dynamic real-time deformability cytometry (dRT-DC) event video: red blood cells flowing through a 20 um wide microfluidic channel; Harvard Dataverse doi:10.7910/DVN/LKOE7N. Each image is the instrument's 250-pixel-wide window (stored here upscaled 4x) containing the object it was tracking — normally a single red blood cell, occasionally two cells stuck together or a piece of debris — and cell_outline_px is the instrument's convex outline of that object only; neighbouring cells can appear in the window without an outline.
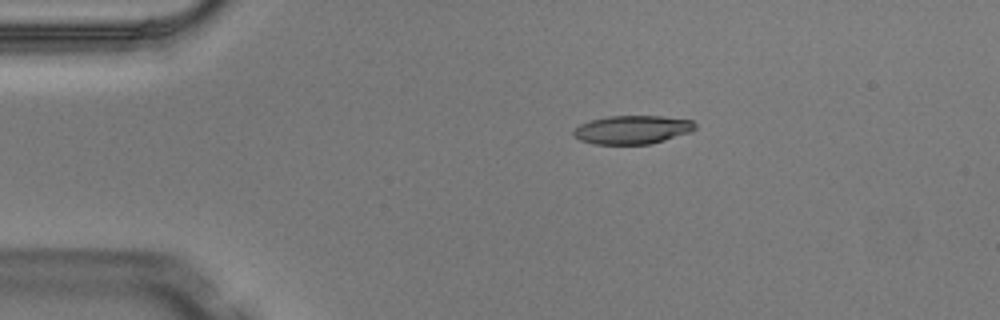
{"species": "Egyptian fruit bat (a non-hibernating species)", "species_latin": "Rousettus aegyptiacus", "temperature_condition": "warm", "stored_images_in_passage": 6, "camera_frame_rate_fps": 3000, "um_per_image_px": 0.085, "animal": {"sex": "male"}, "frame": {"image": 1, "passage_image": 3, "time_ms": 0.667, "image_size_px": [1000, 320], "cell_outline_px": [[696, 128], [692, 132], [652, 144], [596, 144], [580, 140], [572, 132], [580, 124], [592, 120], [608, 116], [660, 116], [692, 120], [696, 124]], "centroid_in_image_um": [53.8, 11.03], "position_along_channel_um": 31.2, "area_um2": 20.17}}
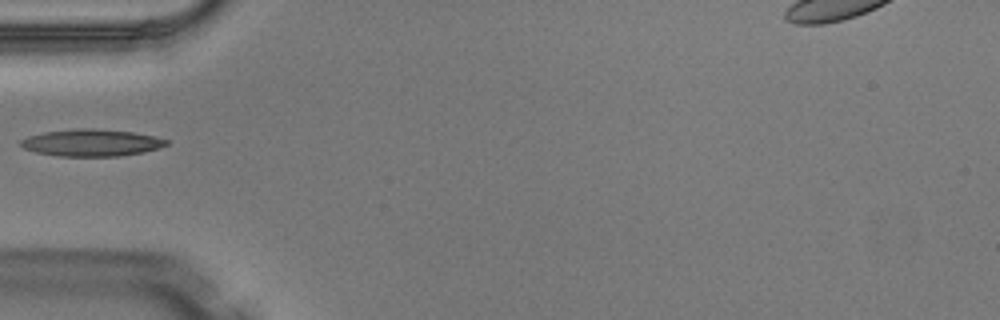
{"frame": {"image": 2, "passage_image": 5, "time_ms": 1.333, "image_size_px": [1000, 320], "cell_outline_px": [[168, 144], [144, 152], [120, 156], [60, 156], [36, 152], [24, 148], [20, 144], [20, 140], [28, 136], [44, 132], [76, 128], [92, 128], [132, 132], [152, 136], [168, 140]], "centroid_in_image_um": [7.74, 12.13], "position_along_channel_um": 77.3, "area_um2": 22.72}}